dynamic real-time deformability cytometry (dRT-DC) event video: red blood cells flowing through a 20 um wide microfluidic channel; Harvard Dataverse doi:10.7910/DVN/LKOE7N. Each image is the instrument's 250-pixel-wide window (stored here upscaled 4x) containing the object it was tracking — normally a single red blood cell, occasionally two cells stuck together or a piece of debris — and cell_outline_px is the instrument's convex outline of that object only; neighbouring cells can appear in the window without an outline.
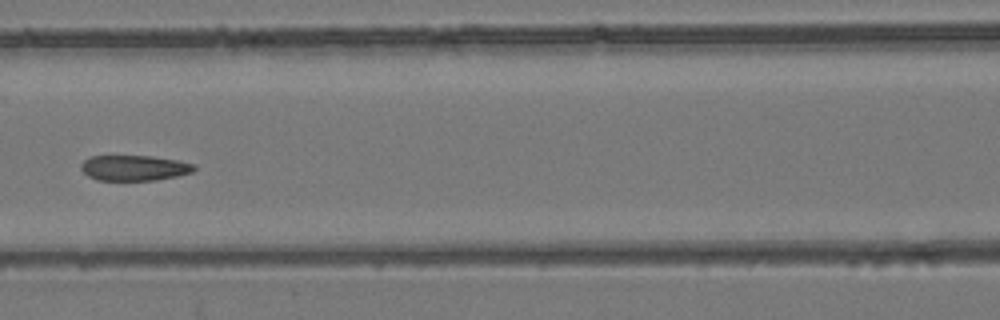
{"species": "common noctule bat (a hibernating species)", "species_latin": "Nyctalus noctula", "temperature_condition": "room temperature", "stored_images_in_passage": 5, "camera_frame_rate_fps": 3000, "um_per_image_px": 0.085, "animal": {"sex": "female", "body_mass_g": 24.6, "forearm_length_mm": 56.2}, "frame": {"image": 1, "passage_image": 5, "time_ms": 4.667, "image_size_px": [1000, 320], "cell_outline_px": [[196, 168], [192, 172], [176, 176], [156, 180], [96, 180], [88, 176], [80, 168], [80, 164], [84, 160], [92, 156], [152, 156], [176, 160], [196, 164]], "centroid_in_image_um": [11.4, 14.27], "position_along_channel_um": 155.2, "area_um2": 16.76}}